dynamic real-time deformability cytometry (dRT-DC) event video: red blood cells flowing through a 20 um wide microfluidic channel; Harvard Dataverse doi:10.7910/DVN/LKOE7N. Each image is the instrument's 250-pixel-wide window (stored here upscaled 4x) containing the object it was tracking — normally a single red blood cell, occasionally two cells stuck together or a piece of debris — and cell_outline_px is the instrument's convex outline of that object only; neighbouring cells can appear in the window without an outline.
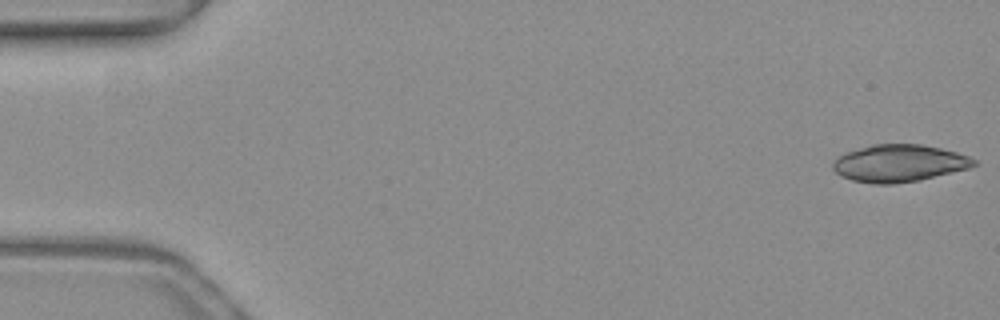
{"species": "common noctule bat (a hibernating species)", "species_latin": "Nyctalus noctula", "temperature_condition": "warm", "stored_images_in_passage": 50, "camera_frame_rate_fps": 3000, "um_per_image_px": 0.085, "animal": {"sex": "female", "body_mass_g": 19.3, "forearm_length_mm": 54.1}, "frame": {"image": 1, "passage_image": 1, "time_ms": 0.0, "image_size_px": [1000, 320], "cell_outline_px": [[980, 164], [968, 168], [920, 180], [892, 184], [872, 184], [852, 180], [840, 176], [832, 168], [832, 164], [844, 152], [872, 144], [920, 144], [940, 148], [956, 152], [968, 156], [976, 160]], "centroid_in_image_um": [76.42, 13.88], "position_along_channel_um": 8.6, "area_um2": 30.63}}